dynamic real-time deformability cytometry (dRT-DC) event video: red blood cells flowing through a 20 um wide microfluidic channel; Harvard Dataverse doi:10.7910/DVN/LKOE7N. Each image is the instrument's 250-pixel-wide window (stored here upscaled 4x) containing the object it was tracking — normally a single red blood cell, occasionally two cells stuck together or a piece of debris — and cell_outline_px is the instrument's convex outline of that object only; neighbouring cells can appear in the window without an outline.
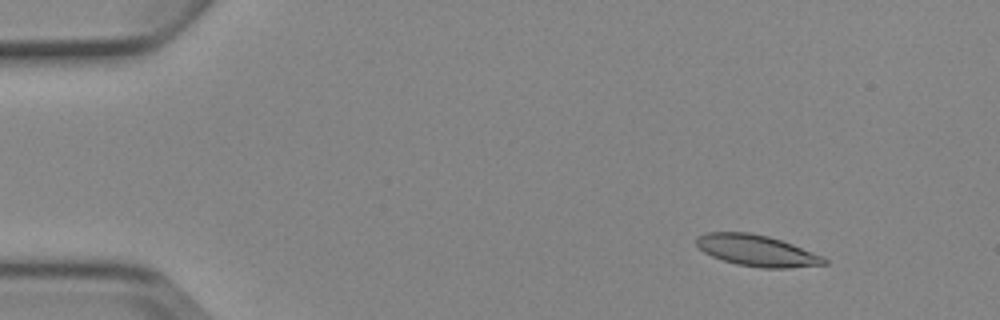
{"species": "Egyptian fruit bat (a non-hibernating species)", "species_latin": "Rousettus aegyptiacus", "temperature_condition": "cold", "stored_images_in_passage": 4, "camera_frame_rate_fps": 3000, "um_per_image_px": 0.085, "animal": {"sex": "female"}, "frame": {"image": 1, "passage_image": 2, "time_ms": 1.0, "image_size_px": [1000, 320], "cell_outline_px": [[828, 264], [788, 268], [760, 268], [736, 264], [712, 256], [704, 252], [696, 244], [696, 240], [704, 232], [748, 232], [768, 236], [792, 244], [824, 256], [828, 260]], "centroid_in_image_um": [64.36, 21.3], "position_along_channel_um": 20.6, "area_um2": 23.24}}